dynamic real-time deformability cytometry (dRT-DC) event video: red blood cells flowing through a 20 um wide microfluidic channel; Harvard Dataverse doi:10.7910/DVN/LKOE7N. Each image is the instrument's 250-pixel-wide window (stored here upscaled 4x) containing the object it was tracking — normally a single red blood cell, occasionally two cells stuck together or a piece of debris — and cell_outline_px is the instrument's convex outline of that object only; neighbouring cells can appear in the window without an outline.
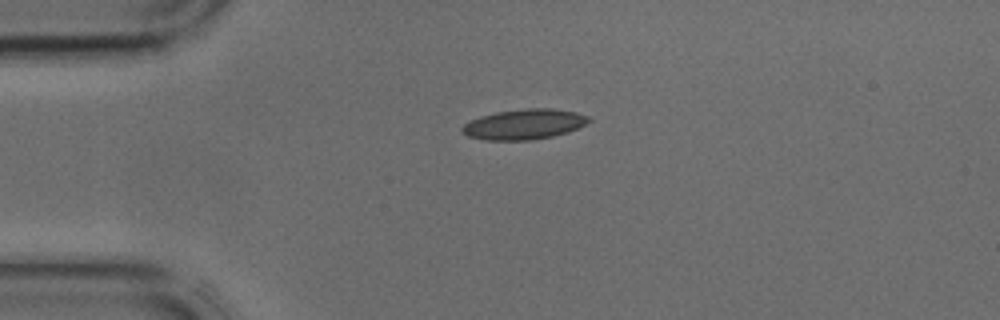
{"species": "common noctule bat (a hibernating species)", "species_latin": "Nyctalus noctula", "temperature_condition": "cold", "stored_images_in_passage": 34, "camera_frame_rate_fps": 3000, "um_per_image_px": 0.085, "animal": {"sex": "male", "body_mass_g": 17.9, "forearm_length_mm": 54.2}, "frame": {"image": 1, "passage_image": 1, "time_ms": 0.0, "image_size_px": [1000, 320], "cell_outline_px": [[592, 120], [580, 128], [568, 132], [552, 136], [532, 140], [484, 140], [468, 136], [460, 132], [460, 128], [468, 120], [480, 116], [496, 112], [524, 108], [552, 108], [576, 112], [588, 116]], "centroid_in_image_um": [44.54, 10.56], "position_along_channel_um": 40.5, "area_um2": 22.66}}
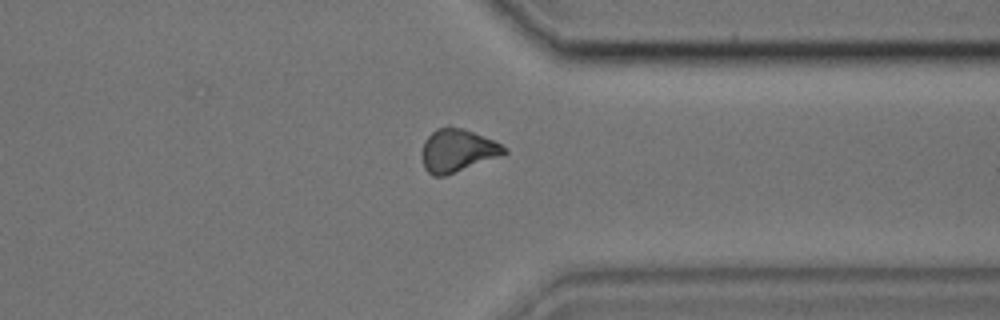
{"frame": {"image": 2, "passage_image": 24, "time_ms": 7.667, "image_size_px": [1000, 320], "cell_outline_px": [[508, 152], [444, 176], [432, 176], [424, 168], [424, 140], [436, 128], [464, 128], [492, 140], [508, 148]], "centroid_in_image_um": [38.88, 12.79], "position_along_channel_um": 372.5, "area_um2": 19.77}}
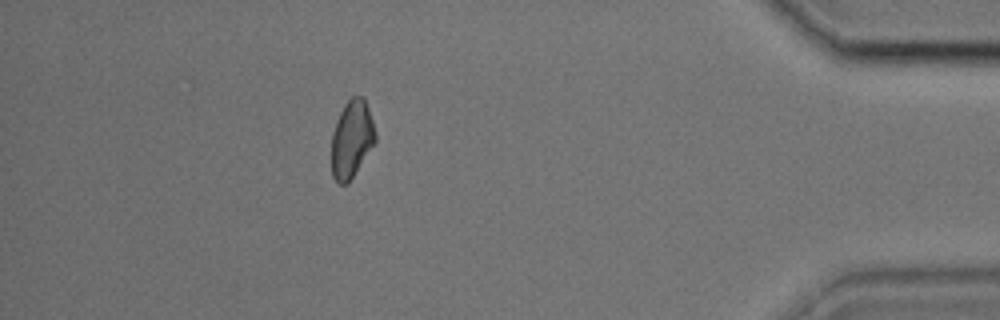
{"frame": {"image": 3, "passage_image": 29, "time_ms": 9.333, "image_size_px": [1000, 320], "cell_outline_px": [[376, 140], [348, 184], [340, 184], [332, 176], [332, 132], [336, 120], [344, 104], [352, 96], [364, 96], [376, 132]], "centroid_in_image_um": [29.89, 11.8], "position_along_channel_um": 405.3, "area_um2": 19.71}}